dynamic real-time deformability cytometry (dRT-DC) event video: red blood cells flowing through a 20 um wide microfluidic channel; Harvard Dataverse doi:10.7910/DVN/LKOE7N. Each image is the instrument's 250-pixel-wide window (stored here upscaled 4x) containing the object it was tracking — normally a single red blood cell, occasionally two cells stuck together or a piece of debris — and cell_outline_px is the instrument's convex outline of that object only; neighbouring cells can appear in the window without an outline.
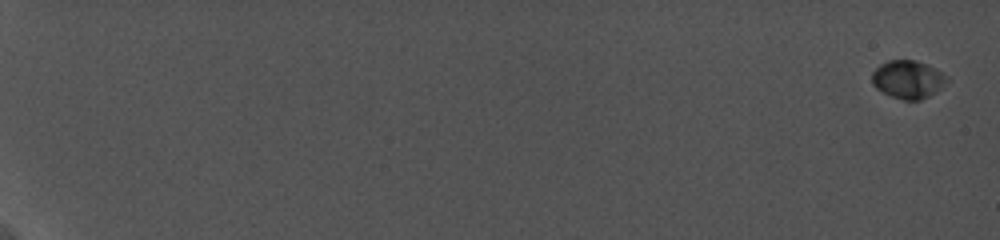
{"species": "common noctule bat (a hibernating species)", "species_latin": "Nyctalus noctula", "temperature_condition": "cold", "stored_images_in_passage": 15, "camera_frame_rate_fps": 5000, "um_per_image_px": 0.085, "animal": {"sex": "female", "body_mass_g": 19.0, "forearm_length_mm": 56.7}, "frame": {"image": 1, "passage_image": 1, "time_ms": 0.0, "image_size_px": [1000, 240], "cell_outline_px": [[948, 80], [936, 92], [920, 100], [904, 100], [892, 96], [876, 88], [872, 84], [872, 72], [880, 64], [888, 60], [916, 60], [948, 76]], "centroid_in_image_um": [77.15, 6.75], "position_along_channel_um": 7.9, "area_um2": 16.36}}
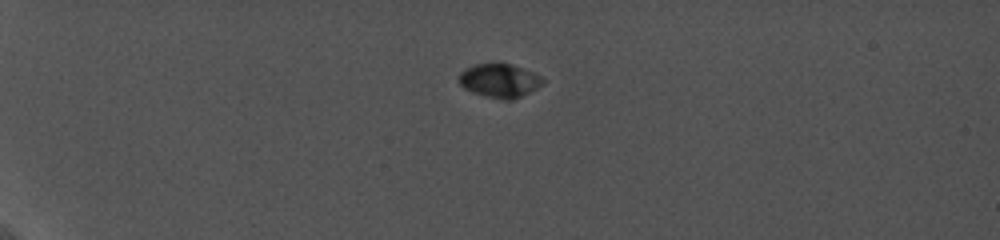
{"frame": {"image": 2, "passage_image": 7, "time_ms": 5.8, "image_size_px": [1000, 240], "cell_outline_px": [[544, 80], [536, 88], [512, 100], [504, 100], [484, 96], [472, 92], [464, 88], [460, 84], [460, 72], [464, 68], [476, 64], [492, 60], [496, 60], [512, 64], [544, 76]], "centroid_in_image_um": [42.44, 6.8], "position_along_channel_um": 42.6, "area_um2": 16.94}}
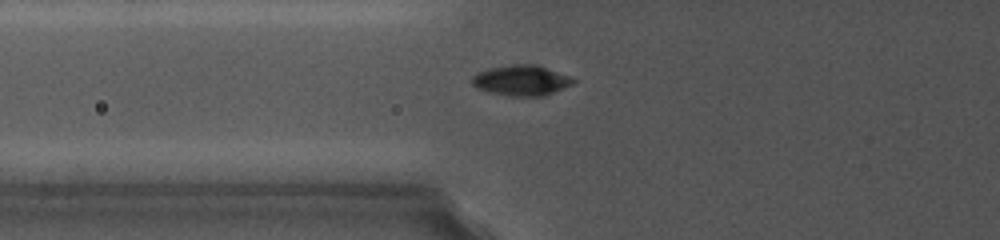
{"frame": {"image": 3, "passage_image": 10, "time_ms": 8.8, "image_size_px": [1000, 240], "cell_outline_px": [[576, 80], [572, 84], [544, 96], [508, 96], [476, 88], [472, 84], [472, 76], [476, 72], [492, 68], [512, 64], [536, 64], [572, 76]], "centroid_in_image_um": [44.33, 6.82], "position_along_channel_um": 81.5, "area_um2": 17.98}}